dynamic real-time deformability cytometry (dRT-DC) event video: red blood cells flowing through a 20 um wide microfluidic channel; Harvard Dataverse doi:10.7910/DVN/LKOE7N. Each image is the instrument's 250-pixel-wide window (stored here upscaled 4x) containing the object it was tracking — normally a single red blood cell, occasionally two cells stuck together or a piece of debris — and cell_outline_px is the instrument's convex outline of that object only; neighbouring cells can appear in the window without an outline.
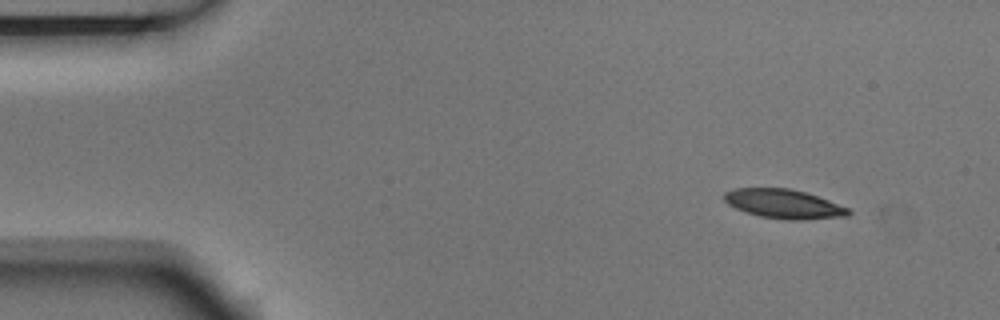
{"species": "Egyptian fruit bat (a non-hibernating species)", "species_latin": "Rousettus aegyptiacus", "temperature_condition": "room temperature", "stored_images_in_passage": 5, "segment_of_instrument_passage": [2, 2], "camera_frame_rate_fps": 3000, "um_per_image_px": 0.085, "animal": {"sex": "male"}, "frame": {"image": 1, "passage_image": 5, "time_ms": 1.333, "image_size_px": [1000, 320], "cell_outline_px": [[852, 212], [848, 216], [800, 220], [788, 220], [760, 216], [736, 208], [728, 204], [724, 200], [724, 192], [736, 188], [788, 188], [804, 192], [828, 200], [848, 208]], "centroid_in_image_um": [66.62, 17.33], "position_along_channel_um": 18.4, "area_um2": 20.87}}